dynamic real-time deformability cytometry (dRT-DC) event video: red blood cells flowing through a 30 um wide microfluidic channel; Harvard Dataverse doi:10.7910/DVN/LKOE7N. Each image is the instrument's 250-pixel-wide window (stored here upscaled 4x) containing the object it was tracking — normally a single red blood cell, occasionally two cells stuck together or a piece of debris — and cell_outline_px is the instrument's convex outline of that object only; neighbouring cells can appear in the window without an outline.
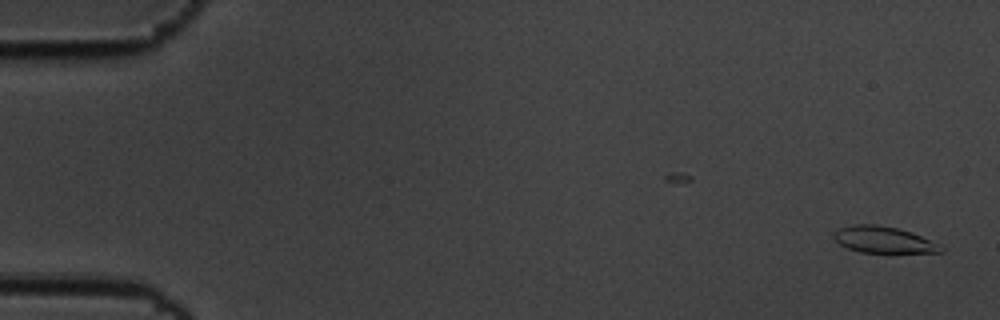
{"species": "common noctule bat (a hibernating species)", "species_latin": "Nyctalus noctula", "temperature_condition": "cold", "stored_images_in_passage": 46, "camera_frame_rate_fps": 3000, "um_per_image_px": 0.085, "animal": {"sex": "male", "body_mass_g": 19.5, "forearm_length_mm": 54.6}, "frame": {"image": 1, "passage_image": 1, "time_ms": 0.0, "image_size_px": [1000, 320], "cell_outline_px": [[944, 252], [860, 252], [848, 248], [840, 244], [832, 236], [840, 228], [856, 224], [876, 224], [896, 228], [912, 232], [940, 244], [944, 248]], "centroid_in_image_um": [75.13, 20.37], "position_along_channel_um": 9.9, "area_um2": 16.3}}
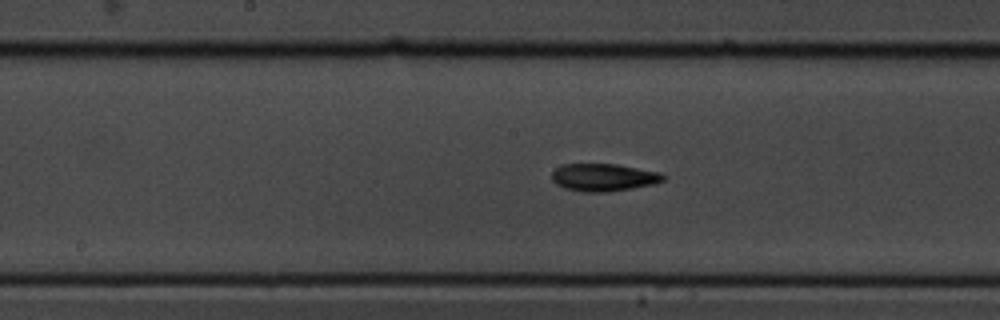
{"frame": {"image": 2, "passage_image": 29, "time_ms": 9.333, "image_size_px": [1000, 320], "cell_outline_px": [[664, 180], [656, 184], [608, 192], [584, 192], [564, 188], [556, 184], [552, 180], [552, 172], [560, 164], [616, 164], [660, 172], [664, 176]], "centroid_in_image_um": [51.29, 15.08], "position_along_channel_um": 196.9, "area_um2": 17.98}}
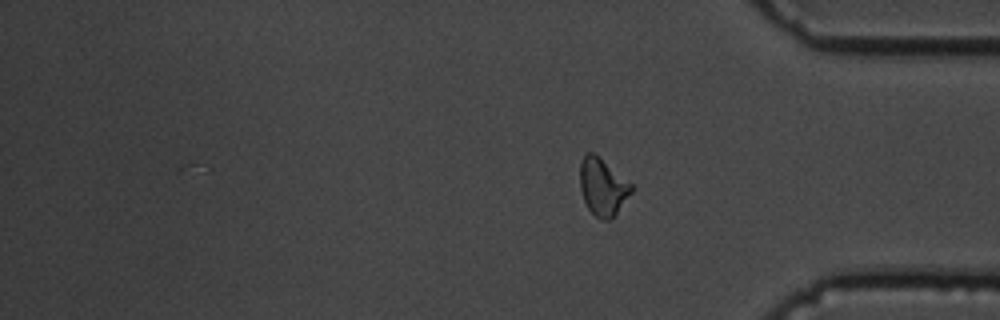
{"frame": {"image": 3, "passage_image": 46, "time_ms": 15.0, "image_size_px": [1000, 320], "cell_outline_px": [[636, 188], [616, 216], [608, 220], [600, 220], [588, 208], [584, 200], [580, 188], [580, 164], [584, 152], [592, 152], [632, 184]], "centroid_in_image_um": [51.26, 15.92], "position_along_channel_um": 383.9, "area_um2": 17.28}, "authors_computed_cell_mechanics": {"area_um2": 17.1377, "velocity_mm_per_s": 3.4785, "shape_relaxation_time_tau1_ms": 3.2225, "shape_relaxation_time_tau2_ms": 6.1731, "deformation_change_tau1": 0.106, "deformation_change_tau2": 0.1364}}